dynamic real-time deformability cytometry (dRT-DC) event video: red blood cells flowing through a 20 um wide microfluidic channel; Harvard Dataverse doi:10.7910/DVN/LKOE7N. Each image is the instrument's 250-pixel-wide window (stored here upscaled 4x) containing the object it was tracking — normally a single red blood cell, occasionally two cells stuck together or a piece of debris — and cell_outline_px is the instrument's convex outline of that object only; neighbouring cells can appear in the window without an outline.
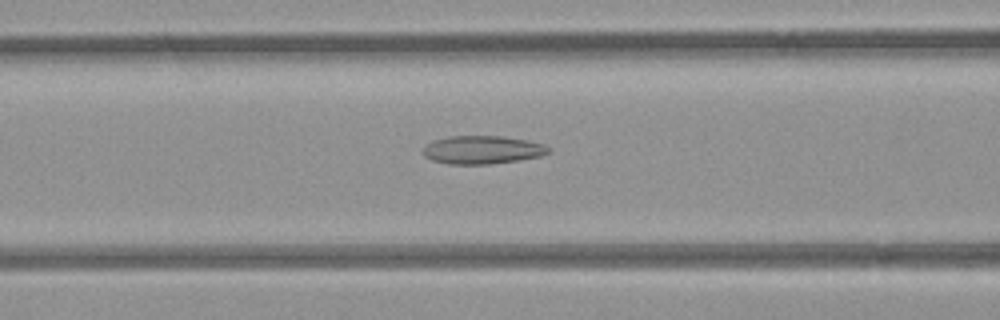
{"species": "common noctule bat (a hibernating species)", "species_latin": "Nyctalus noctula", "temperature_condition": "room temperature", "stored_images_in_passage": 32, "camera_frame_rate_fps": 3000, "um_per_image_px": 0.085, "animal": {"sex": "female", "body_mass_g": 21.9}, "frame": {"image": 1, "passage_image": 12, "time_ms": 3.667, "image_size_px": [1000, 320], "cell_outline_px": [[548, 152], [540, 156], [516, 160], [488, 164], [448, 164], [432, 160], [424, 156], [424, 148], [432, 140], [452, 136], [504, 136], [528, 140], [544, 144], [548, 148]], "centroid_in_image_um": [40.98, 12.73], "position_along_channel_um": 125.6, "area_um2": 20.4}}
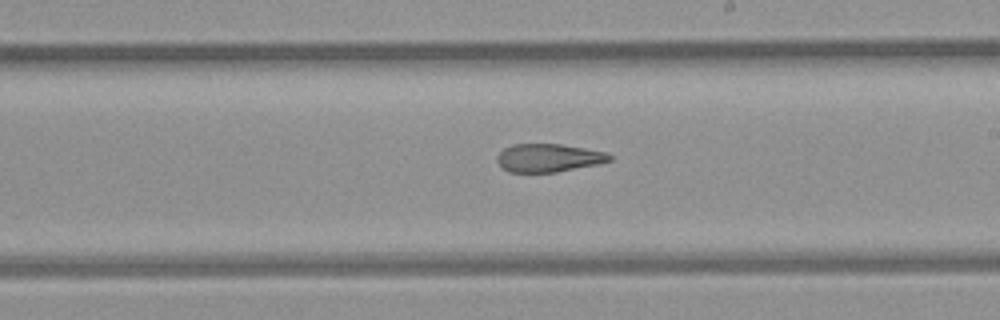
{"frame": {"image": 2, "passage_image": 21, "time_ms": 6.667, "image_size_px": [1000, 320], "cell_outline_px": [[612, 160], [600, 164], [556, 172], [508, 172], [496, 160], [496, 156], [504, 148], [512, 144], [560, 144], [584, 148], [604, 152], [612, 156]], "centroid_in_image_um": [46.62, 13.42], "position_along_channel_um": 242.4, "area_um2": 18.44}}
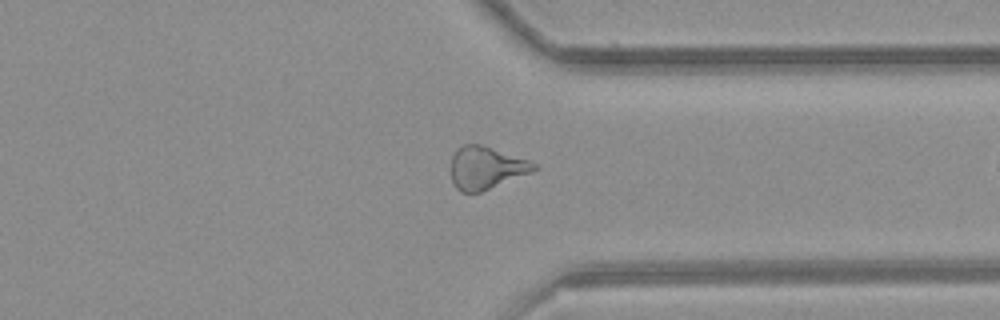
{"frame": {"image": 3, "passage_image": 31, "time_ms": 10.0, "image_size_px": [1000, 320], "cell_outline_px": [[540, 168], [532, 172], [480, 192], [460, 192], [456, 188], [452, 180], [452, 156], [456, 148], [464, 144], [480, 144], [528, 160], [536, 164]], "centroid_in_image_um": [41.31, 14.26], "position_along_channel_um": 370.1, "area_um2": 20.4}}